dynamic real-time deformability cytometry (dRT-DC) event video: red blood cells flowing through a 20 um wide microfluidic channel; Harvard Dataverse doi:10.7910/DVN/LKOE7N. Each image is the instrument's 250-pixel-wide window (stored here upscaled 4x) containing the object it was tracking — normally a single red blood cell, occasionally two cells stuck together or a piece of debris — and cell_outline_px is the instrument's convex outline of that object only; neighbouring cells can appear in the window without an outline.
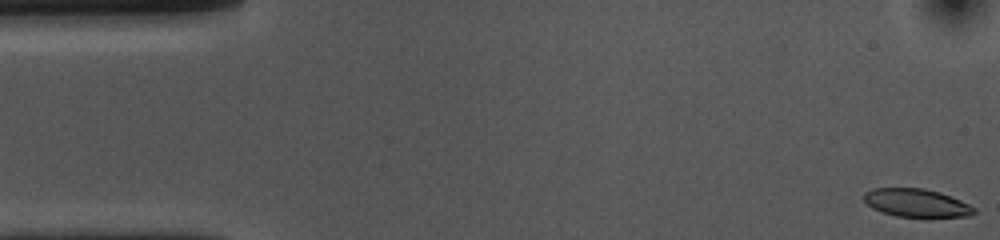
{"species": "common noctule bat (a hibernating species)", "species_latin": "Nyctalus noctula", "temperature_condition": "cold", "stored_images_in_passage": 54, "camera_frame_rate_fps": 3000, "um_per_image_px": 0.085, "animal": {"sex": "female", "body_mass_g": 10.0, "forearm_length_mm": 53.1}, "frame": {"image": 1, "passage_image": 1, "time_ms": 0.0, "image_size_px": [1000, 240], "cell_outline_px": [[976, 212], [972, 216], [896, 216], [872, 208], [864, 200], [864, 192], [872, 188], [924, 188], [940, 192], [960, 200], [976, 208]], "centroid_in_image_um": [77.9, 17.23], "position_along_channel_um": 7.1, "area_um2": 17.86}}
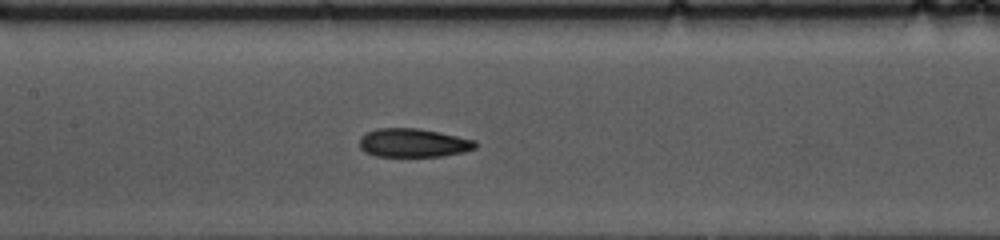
{"frame": {"image": 2, "passage_image": 24, "time_ms": 7.667, "image_size_px": [1000, 240], "cell_outline_px": [[476, 148], [464, 152], [440, 156], [376, 156], [364, 152], [360, 148], [360, 136], [376, 128], [416, 128], [440, 132], [476, 140]], "centroid_in_image_um": [35.13, 12.14], "position_along_channel_um": 172.3, "area_um2": 19.36}}
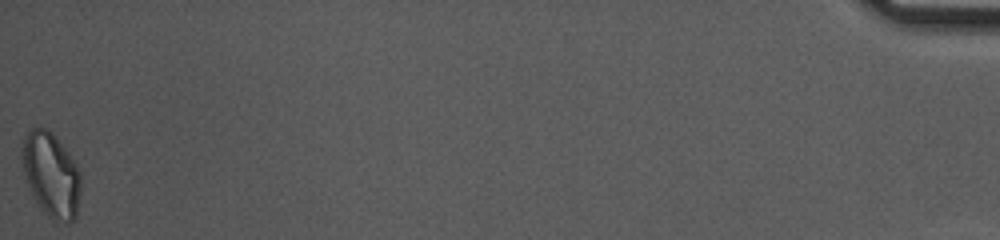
{"frame": {"image": 3, "passage_image": 54, "time_ms": 17.667, "image_size_px": [1000, 240], "cell_outline_px": [[80, 192], [76, 216], [68, 224], [56, 224], [40, 208], [28, 184], [24, 172], [20, 148], [24, 136], [32, 128], [48, 128], [56, 136], [68, 152], [76, 164], [80, 172]], "centroid_in_image_um": [4.35, 14.87], "position_along_channel_um": 430.8, "area_um2": 29.13}, "authors_computed_cell_mechanics": {"area_um2": 20.0277, "velocity_mm_per_s": 3.6381, "shape_relaxation_time_tau1_ms": 5.1382, "shape_relaxation_time_tau2_ms": 3.6293, "deformation_change_tau1": 0.1505, "deformation_change_tau2": 0.102}}